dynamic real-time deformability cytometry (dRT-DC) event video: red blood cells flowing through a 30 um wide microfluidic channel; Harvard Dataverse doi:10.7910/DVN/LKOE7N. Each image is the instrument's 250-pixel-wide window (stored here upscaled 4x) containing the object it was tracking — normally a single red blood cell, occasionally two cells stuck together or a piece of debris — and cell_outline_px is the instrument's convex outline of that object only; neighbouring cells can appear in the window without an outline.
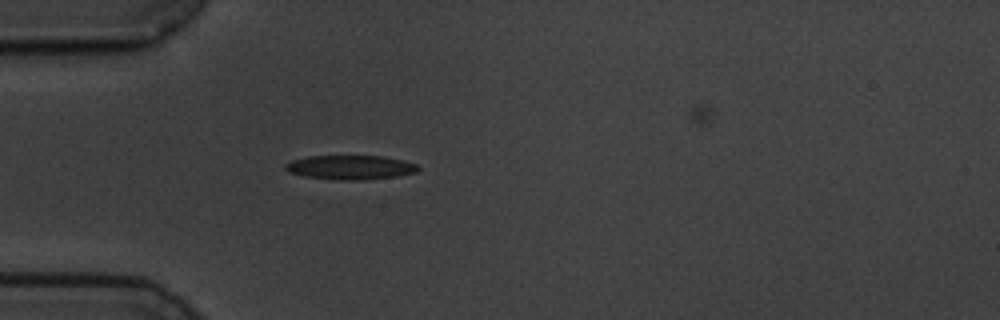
{"species": "common noctule bat (a hibernating species)", "species_latin": "Nyctalus noctula", "temperature_condition": "cold", "stored_images_in_passage": 42, "camera_frame_rate_fps": 3000, "um_per_image_px": 0.085, "animal": {"sex": "male", "body_mass_g": 19.5, "forearm_length_mm": 54.6}, "frame": {"image": 1, "passage_image": 1, "time_ms": 0.0, "image_size_px": [1000, 320], "cell_outline_px": [[420, 168], [416, 172], [396, 176], [364, 180], [340, 180], [304, 176], [288, 172], [284, 168], [284, 164], [292, 160], [308, 156], [384, 156], [416, 164]], "centroid_in_image_um": [29.74, 14.22], "position_along_channel_um": 55.3, "area_um2": 18.67}}
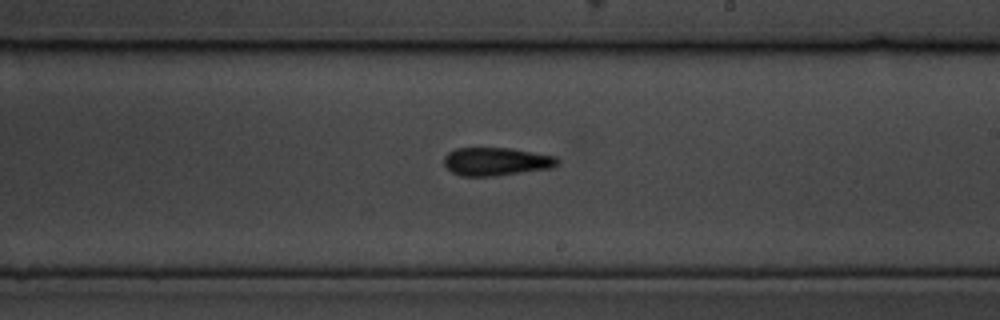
{"frame": {"image": 2, "passage_image": 18, "time_ms": 5.667, "image_size_px": [1000, 320], "cell_outline_px": [[560, 164], [552, 168], [496, 176], [460, 176], [452, 172], [444, 164], [444, 156], [448, 152], [456, 148], [512, 148], [556, 156], [560, 160]], "centroid_in_image_um": [42.21, 13.73], "position_along_channel_um": 246.8, "area_um2": 18.84}}
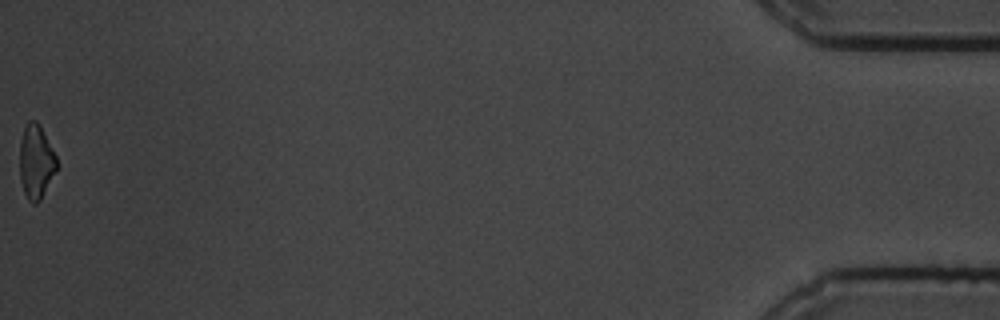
{"frame": {"image": 3, "passage_image": 42, "time_ms": 13.667, "image_size_px": [1000, 320], "cell_outline_px": [[56, 168], [40, 200], [36, 204], [32, 204], [28, 200], [24, 192], [20, 180], [20, 140], [24, 128], [28, 120], [36, 120], [40, 124], [56, 156]], "centroid_in_image_um": [3.03, 13.72], "position_along_channel_um": 432.2, "area_um2": 15.78}, "authors_computed_cell_mechanics": {"area_um2": 18.3226, "velocity_mm_per_s": 3.5108, "shape_relaxation_time_tau1_ms": 8.2037, "shape_relaxation_time_tau2_ms": 3.1483, "deformation_change_tau1": 0.1863, "deformation_change_tau2": 0.1081}}